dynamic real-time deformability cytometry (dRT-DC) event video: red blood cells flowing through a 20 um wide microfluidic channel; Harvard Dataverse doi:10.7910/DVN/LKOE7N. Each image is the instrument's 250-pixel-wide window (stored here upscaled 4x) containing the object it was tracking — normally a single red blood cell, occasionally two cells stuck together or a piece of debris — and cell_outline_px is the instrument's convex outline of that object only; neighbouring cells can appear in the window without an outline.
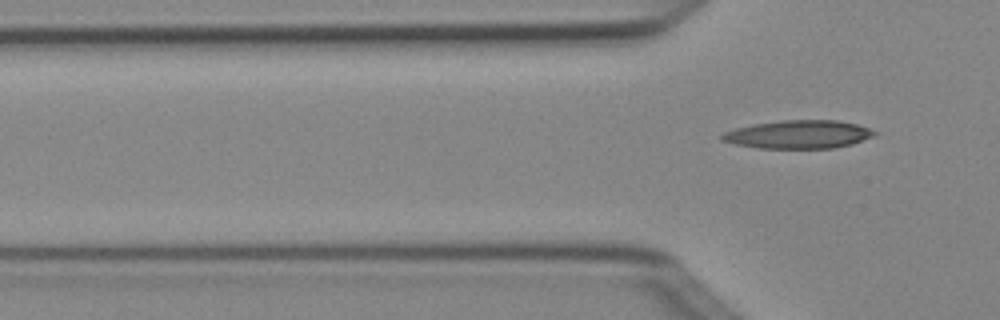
{"species": "Egyptian fruit bat (a non-hibernating species)", "species_latin": "Rousettus aegyptiacus", "temperature_condition": "cold", "stored_images_in_passage": 4, "camera_frame_rate_fps": 3000, "um_per_image_px": 0.085, "animal": {"sex": "female"}, "frame": {"image": 1, "passage_image": 4, "time_ms": 1.0, "image_size_px": [1000, 320], "cell_outline_px": [[876, 136], [852, 144], [832, 148], [760, 148], [736, 144], [720, 140], [720, 136], [724, 132], [736, 128], [752, 124], [780, 120], [836, 120], [856, 124], [868, 128], [876, 132]], "centroid_in_image_um": [67.87, 11.42], "position_along_channel_um": 57.9, "area_um2": 25.09}}